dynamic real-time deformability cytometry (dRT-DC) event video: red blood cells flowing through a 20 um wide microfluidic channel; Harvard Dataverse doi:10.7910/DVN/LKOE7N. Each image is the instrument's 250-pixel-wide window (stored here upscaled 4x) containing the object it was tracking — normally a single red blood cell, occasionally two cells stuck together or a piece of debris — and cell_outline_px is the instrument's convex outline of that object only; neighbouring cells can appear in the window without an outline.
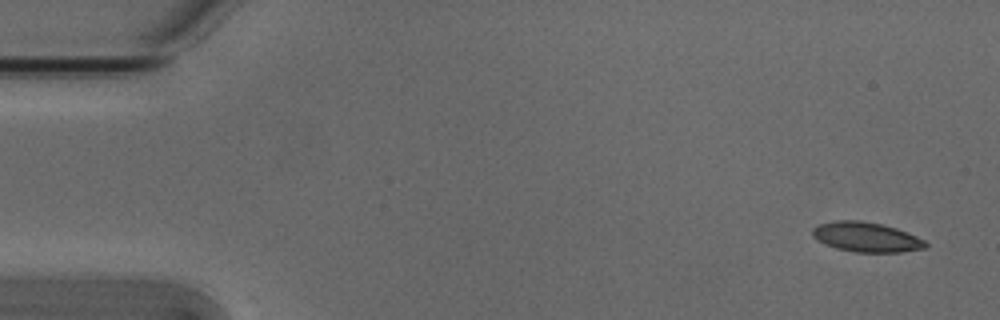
{"species": "Egyptian fruit bat (a non-hibernating species)", "species_latin": "Rousettus aegyptiacus", "temperature_condition": "cold", "stored_images_in_passage": 4, "camera_frame_rate_fps": 3000, "um_per_image_px": 0.085, "animal": {"sex": "male"}, "frame": {"image": 1, "passage_image": 1, "time_ms": 0.0, "image_size_px": [1000, 320], "cell_outline_px": [[928, 244], [924, 248], [900, 252], [856, 252], [836, 248], [824, 244], [816, 240], [812, 236], [812, 228], [820, 224], [836, 220], [860, 220], [880, 224], [896, 228], [916, 236], [924, 240]], "centroid_in_image_um": [73.59, 20.15], "position_along_channel_um": 11.4, "area_um2": 19.54}}
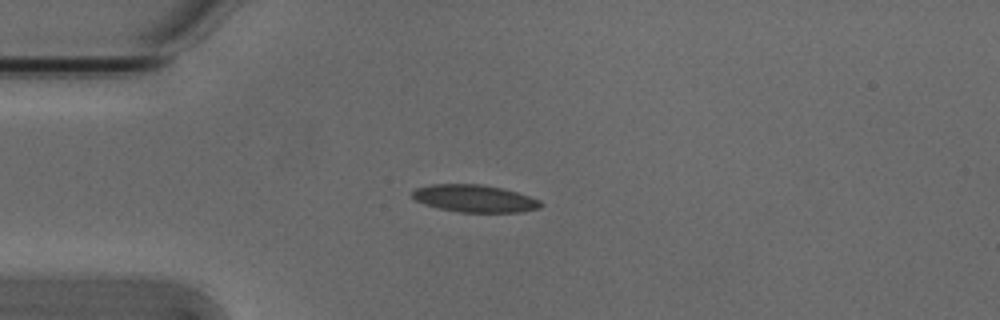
{"frame": {"image": 2, "passage_image": 4, "time_ms": 1.0, "image_size_px": [1000, 320], "cell_outline_px": [[544, 204], [540, 208], [520, 212], [460, 212], [440, 208], [424, 204], [416, 200], [412, 196], [412, 192], [416, 188], [432, 184], [480, 184], [500, 188], [516, 192], [540, 200]], "centroid_in_image_um": [40.35, 16.87], "position_along_channel_um": 44.7, "area_um2": 20.29}}